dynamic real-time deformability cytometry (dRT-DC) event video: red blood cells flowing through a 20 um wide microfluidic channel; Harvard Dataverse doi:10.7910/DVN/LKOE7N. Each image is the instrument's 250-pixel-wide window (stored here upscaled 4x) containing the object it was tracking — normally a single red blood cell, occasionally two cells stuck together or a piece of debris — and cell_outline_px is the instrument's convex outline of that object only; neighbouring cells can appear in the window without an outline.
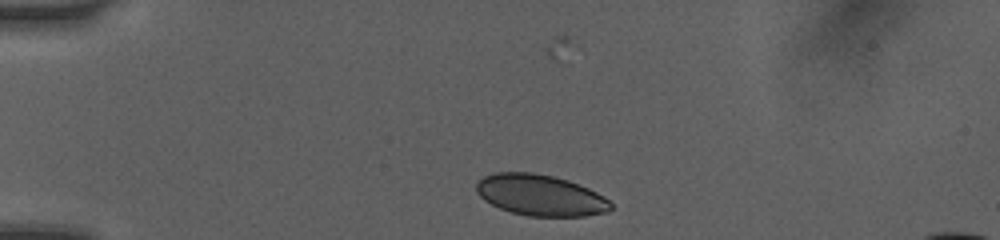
{"species": "human", "species_latin": "Homo sapiens", "temperature_condition": "room temperature", "stored_images_in_passage": 9, "camera_frame_rate_fps": 3000, "um_per_image_px": 0.085, "donor": {"sex": "female"}, "frame": {"image": 1, "passage_image": 2, "time_ms": 1.0, "image_size_px": [1000, 240], "cell_outline_px": [[612, 208], [608, 212], [584, 216], [528, 216], [512, 212], [500, 208], [484, 200], [476, 192], [476, 184], [484, 176], [496, 172], [532, 172], [552, 176], [568, 180], [588, 188], [604, 196], [612, 204]], "centroid_in_image_um": [45.93, 16.59], "position_along_channel_um": 39.1, "area_um2": 32.14}}
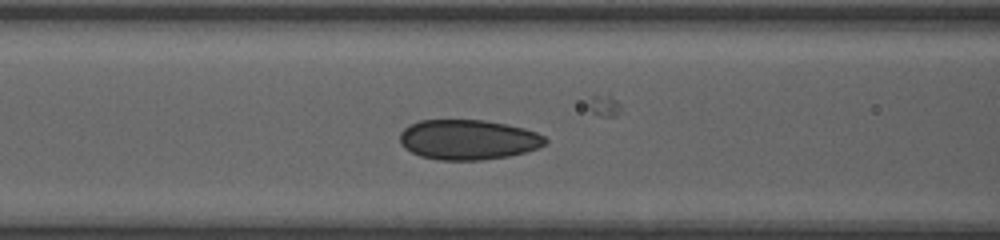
{"frame": {"image": 2, "passage_image": 6, "time_ms": 4.333, "image_size_px": [1000, 240], "cell_outline_px": [[548, 140], [544, 144], [536, 148], [524, 152], [508, 156], [480, 160], [440, 160], [420, 156], [404, 148], [400, 144], [400, 132], [408, 124], [420, 120], [484, 120], [508, 124], [524, 128], [536, 132], [544, 136]], "centroid_in_image_um": [39.76, 11.86], "position_along_channel_um": 126.8, "area_um2": 33.99}}
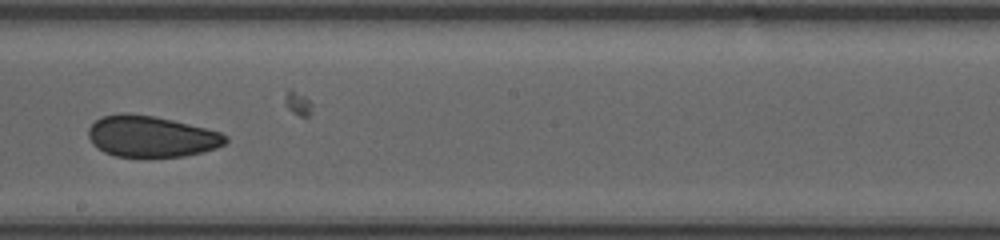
{"frame": {"image": 3, "passage_image": 9, "time_ms": 7.0, "image_size_px": [1000, 240], "cell_outline_px": [[228, 140], [224, 144], [216, 148], [184, 156], [116, 156], [104, 152], [96, 148], [92, 144], [88, 136], [88, 128], [100, 116], [128, 112], [152, 116], [172, 120], [220, 132], [228, 136]], "centroid_in_image_um": [12.81, 11.59], "position_along_channel_um": 235.4, "area_um2": 32.71}}